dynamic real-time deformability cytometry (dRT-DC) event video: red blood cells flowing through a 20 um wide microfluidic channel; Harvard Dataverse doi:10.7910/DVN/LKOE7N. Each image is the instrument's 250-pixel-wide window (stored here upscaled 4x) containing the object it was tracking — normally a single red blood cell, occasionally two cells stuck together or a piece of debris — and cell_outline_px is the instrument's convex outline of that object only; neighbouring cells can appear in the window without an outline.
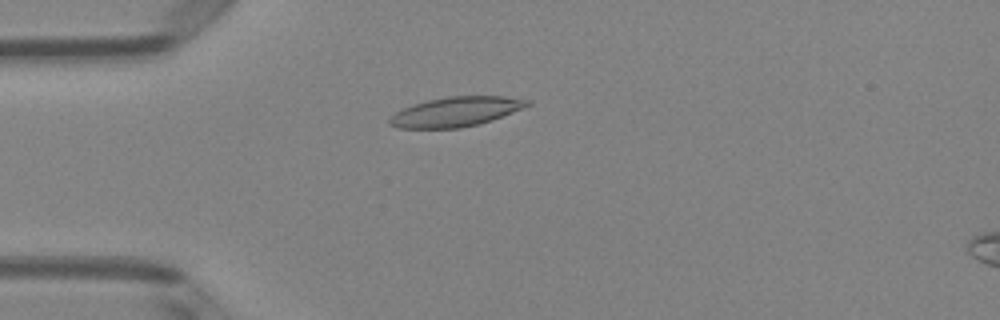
{"species": "Egyptian fruit bat (a non-hibernating species)", "species_latin": "Rousettus aegyptiacus", "temperature_condition": "room temperature", "stored_images_in_passage": 51, "camera_frame_rate_fps": 3000, "um_per_image_px": 0.085, "animal": {"sex": "female"}, "frame": {"image": 1, "passage_image": 14, "time_ms": 4.333, "image_size_px": [1000, 320], "cell_outline_px": [[532, 104], [524, 108], [492, 120], [480, 124], [460, 128], [396, 128], [388, 124], [388, 120], [396, 112], [412, 104], [428, 100], [448, 96], [504, 96], [528, 100]], "centroid_in_image_um": [38.75, 9.5], "position_along_channel_um": 46.3, "area_um2": 23.81}}
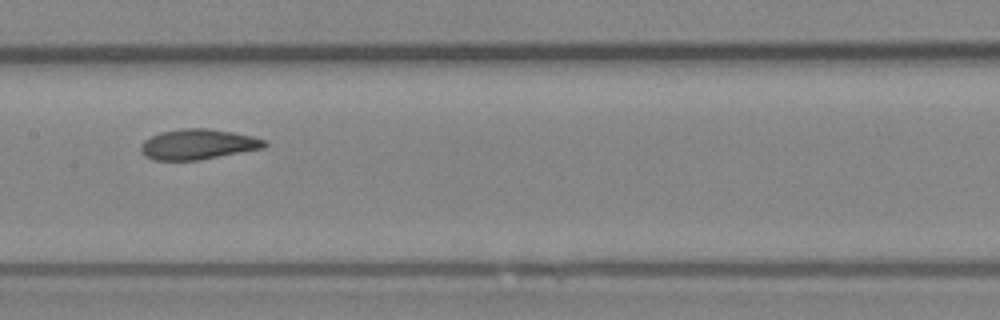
{"frame": {"image": 2, "passage_image": 26, "time_ms": 8.333, "image_size_px": [1000, 320], "cell_outline_px": [[268, 144], [264, 148], [196, 160], [152, 160], [144, 156], [140, 152], [140, 144], [144, 140], [160, 132], [180, 128], [208, 128], [232, 132], [252, 136], [264, 140]], "centroid_in_image_um": [16.77, 12.26], "position_along_channel_um": 190.6, "area_um2": 21.85}}
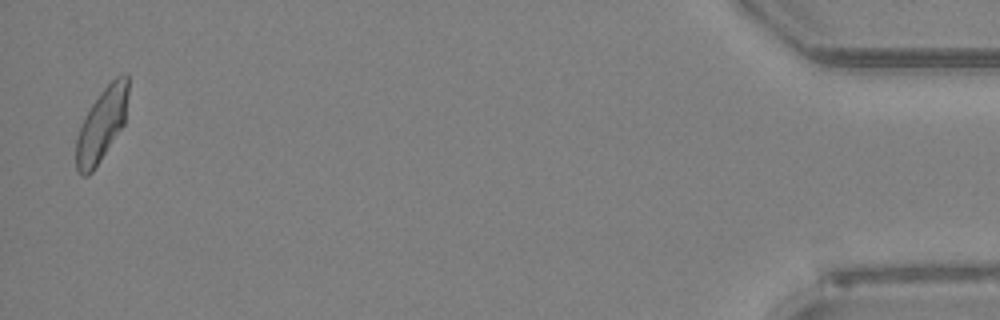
{"frame": {"image": 3, "passage_image": 50, "time_ms": 16.333, "image_size_px": [1000, 320], "cell_outline_px": [[128, 92], [124, 124], [92, 172], [88, 176], [80, 176], [76, 168], [76, 136], [80, 124], [84, 116], [100, 92], [116, 76], [128, 72]], "centroid_in_image_um": [8.62, 10.59], "position_along_channel_um": 426.6, "area_um2": 22.14}, "authors_computed_cell_mechanics": {"area_um2": 22.3686, "velocity_mm_per_s": 4.0592, "shape_relaxation_time_tau1_ms": 7.4826, "shape_relaxation_time_tau2_ms": 1.6857, "deformation_change_tau1": 0.1952, "deformation_change_tau2": 0.0689}}